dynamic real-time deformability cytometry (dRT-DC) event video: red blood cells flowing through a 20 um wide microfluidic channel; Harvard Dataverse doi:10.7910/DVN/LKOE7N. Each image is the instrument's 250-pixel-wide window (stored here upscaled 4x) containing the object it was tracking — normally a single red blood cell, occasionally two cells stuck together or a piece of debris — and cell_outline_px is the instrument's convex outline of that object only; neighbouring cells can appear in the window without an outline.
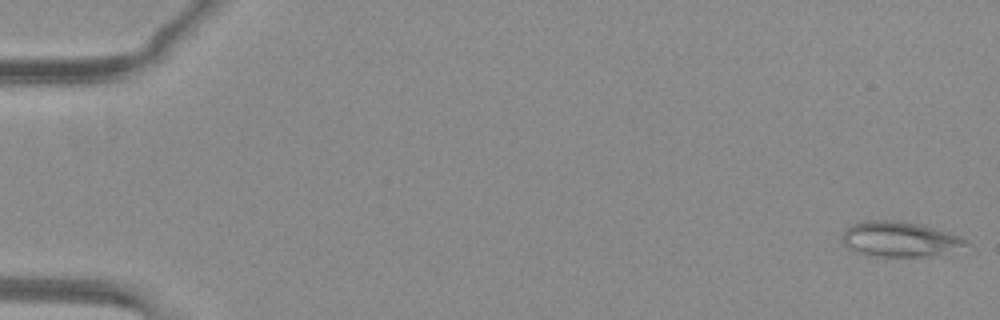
{"species": "common noctule bat (a hibernating species)", "species_latin": "Nyctalus noctula", "temperature_condition": "warm", "stored_images_in_passage": 18, "camera_frame_rate_fps": 3000, "um_per_image_px": 0.085, "animal": {"sex": "female", "body_mass_g": 29.2, "forearm_length_mm": 56.3}, "frame": {"image": 1, "passage_image": 1, "time_ms": 0.0, "image_size_px": [1000, 320], "cell_outline_px": [[968, 244], [936, 256], [864, 256], [852, 252], [844, 244], [844, 228], [852, 224], [864, 220], [892, 220], [920, 224], [960, 236], [968, 240]], "centroid_in_image_um": [76.41, 20.33], "position_along_channel_um": 8.6, "area_um2": 25.37}}